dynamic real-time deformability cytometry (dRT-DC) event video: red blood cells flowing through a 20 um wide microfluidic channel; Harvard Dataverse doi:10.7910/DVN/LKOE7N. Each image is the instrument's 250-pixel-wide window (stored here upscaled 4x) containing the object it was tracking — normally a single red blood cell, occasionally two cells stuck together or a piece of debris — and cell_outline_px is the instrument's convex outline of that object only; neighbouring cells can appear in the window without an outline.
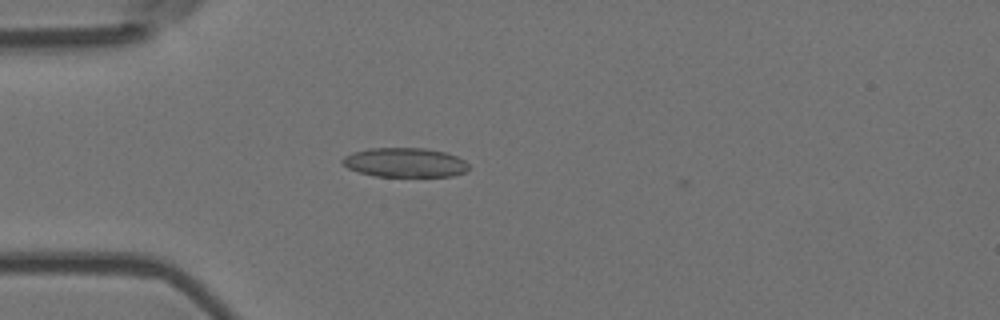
{"species": "Egyptian fruit bat (a non-hibernating species)", "species_latin": "Rousettus aegyptiacus", "temperature_condition": "room temperature", "stored_images_in_passage": 2, "camera_frame_rate_fps": 3000, "um_per_image_px": 0.085, "animal": {"sex": "female"}, "frame": {"image": 1, "passage_image": 1, "time_ms": 0.0, "image_size_px": [1000, 320], "cell_outline_px": [[468, 168], [464, 172], [452, 176], [376, 176], [360, 172], [348, 168], [340, 160], [344, 156], [352, 152], [368, 148], [424, 148], [444, 152], [456, 156], [464, 160], [468, 164]], "centroid_in_image_um": [34.39, 13.8], "position_along_channel_um": 50.6, "area_um2": 21.44}}